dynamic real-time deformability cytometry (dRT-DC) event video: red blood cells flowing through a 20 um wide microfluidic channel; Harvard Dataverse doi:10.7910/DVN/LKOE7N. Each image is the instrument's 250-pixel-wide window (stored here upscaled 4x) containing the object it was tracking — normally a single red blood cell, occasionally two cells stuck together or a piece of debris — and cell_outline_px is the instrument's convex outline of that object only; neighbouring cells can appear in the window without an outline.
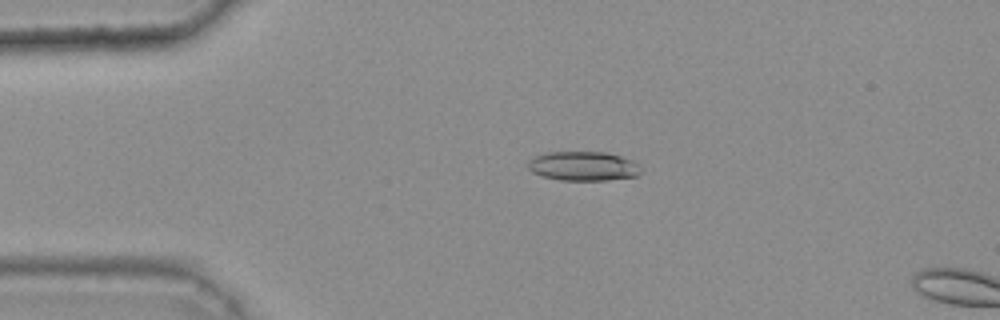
{"species": "common noctule bat (a hibernating species)", "species_latin": "Nyctalus noctula", "temperature_condition": "warm", "stored_images_in_passage": 14, "camera_frame_rate_fps": 3000, "um_per_image_px": 0.085, "animal": {"sex": "female", "body_mass_g": 25.1}, "frame": {"image": 1, "passage_image": 12, "time_ms": 3.667, "image_size_px": [1000, 320], "cell_outline_px": [[644, 172], [636, 176], [608, 180], [560, 180], [544, 176], [532, 172], [528, 168], [528, 160], [536, 156], [548, 152], [604, 152], [620, 156], [632, 160], [640, 164]], "centroid_in_image_um": [49.63, 14.12], "position_along_channel_um": 35.4, "area_um2": 19.36}}